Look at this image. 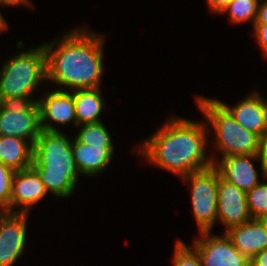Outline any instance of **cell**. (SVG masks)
Here are the masks:
<instances>
[{
	"label": "cell",
	"mask_w": 267,
	"mask_h": 266,
	"mask_svg": "<svg viewBox=\"0 0 267 266\" xmlns=\"http://www.w3.org/2000/svg\"><path fill=\"white\" fill-rule=\"evenodd\" d=\"M8 29V22L0 12V34Z\"/></svg>",
	"instance_id": "4dcf8cb0"
},
{
	"label": "cell",
	"mask_w": 267,
	"mask_h": 266,
	"mask_svg": "<svg viewBox=\"0 0 267 266\" xmlns=\"http://www.w3.org/2000/svg\"><path fill=\"white\" fill-rule=\"evenodd\" d=\"M196 102L203 120L211 124L208 132L214 131V147L222 157L259 154L260 137L242 127L217 99L200 96Z\"/></svg>",
	"instance_id": "277c9868"
},
{
	"label": "cell",
	"mask_w": 267,
	"mask_h": 266,
	"mask_svg": "<svg viewBox=\"0 0 267 266\" xmlns=\"http://www.w3.org/2000/svg\"><path fill=\"white\" fill-rule=\"evenodd\" d=\"M0 162L14 171L27 169L33 162V146L15 136H0Z\"/></svg>",
	"instance_id": "e0dca14e"
},
{
	"label": "cell",
	"mask_w": 267,
	"mask_h": 266,
	"mask_svg": "<svg viewBox=\"0 0 267 266\" xmlns=\"http://www.w3.org/2000/svg\"><path fill=\"white\" fill-rule=\"evenodd\" d=\"M31 97L32 96L1 98L0 107L4 110L10 111L31 109L38 102V99H32Z\"/></svg>",
	"instance_id": "cb8c5ba5"
},
{
	"label": "cell",
	"mask_w": 267,
	"mask_h": 266,
	"mask_svg": "<svg viewBox=\"0 0 267 266\" xmlns=\"http://www.w3.org/2000/svg\"><path fill=\"white\" fill-rule=\"evenodd\" d=\"M162 126L138 147L150 164L181 178L213 166L205 155L209 123L173 116Z\"/></svg>",
	"instance_id": "6da1fadb"
},
{
	"label": "cell",
	"mask_w": 267,
	"mask_h": 266,
	"mask_svg": "<svg viewBox=\"0 0 267 266\" xmlns=\"http://www.w3.org/2000/svg\"><path fill=\"white\" fill-rule=\"evenodd\" d=\"M47 79L45 48L22 50L10 57L0 71V99L32 96L36 88Z\"/></svg>",
	"instance_id": "5b68a950"
},
{
	"label": "cell",
	"mask_w": 267,
	"mask_h": 266,
	"mask_svg": "<svg viewBox=\"0 0 267 266\" xmlns=\"http://www.w3.org/2000/svg\"><path fill=\"white\" fill-rule=\"evenodd\" d=\"M42 132L38 102L31 109L17 111L0 107V136H15L33 146Z\"/></svg>",
	"instance_id": "4fadbf2b"
},
{
	"label": "cell",
	"mask_w": 267,
	"mask_h": 266,
	"mask_svg": "<svg viewBox=\"0 0 267 266\" xmlns=\"http://www.w3.org/2000/svg\"><path fill=\"white\" fill-rule=\"evenodd\" d=\"M263 222H264V224H265V226H266V228H267V217H265V218H263V219H261Z\"/></svg>",
	"instance_id": "1f68e13d"
},
{
	"label": "cell",
	"mask_w": 267,
	"mask_h": 266,
	"mask_svg": "<svg viewBox=\"0 0 267 266\" xmlns=\"http://www.w3.org/2000/svg\"><path fill=\"white\" fill-rule=\"evenodd\" d=\"M47 194L45 185L32 166L15 171L10 198V212L29 214L30 208L39 203Z\"/></svg>",
	"instance_id": "8fae6325"
},
{
	"label": "cell",
	"mask_w": 267,
	"mask_h": 266,
	"mask_svg": "<svg viewBox=\"0 0 267 266\" xmlns=\"http://www.w3.org/2000/svg\"><path fill=\"white\" fill-rule=\"evenodd\" d=\"M173 266H202L197 251L189 247L182 240H177L172 256Z\"/></svg>",
	"instance_id": "7402d4cb"
},
{
	"label": "cell",
	"mask_w": 267,
	"mask_h": 266,
	"mask_svg": "<svg viewBox=\"0 0 267 266\" xmlns=\"http://www.w3.org/2000/svg\"><path fill=\"white\" fill-rule=\"evenodd\" d=\"M248 211L252 219L267 217V182H260L246 193Z\"/></svg>",
	"instance_id": "44dd1931"
},
{
	"label": "cell",
	"mask_w": 267,
	"mask_h": 266,
	"mask_svg": "<svg viewBox=\"0 0 267 266\" xmlns=\"http://www.w3.org/2000/svg\"><path fill=\"white\" fill-rule=\"evenodd\" d=\"M19 6V5H24V6H32L30 0H0V6Z\"/></svg>",
	"instance_id": "f546056e"
},
{
	"label": "cell",
	"mask_w": 267,
	"mask_h": 266,
	"mask_svg": "<svg viewBox=\"0 0 267 266\" xmlns=\"http://www.w3.org/2000/svg\"><path fill=\"white\" fill-rule=\"evenodd\" d=\"M213 166L218 170L220 177L237 186L247 193L256 187L259 181V173L255 169L253 161L261 164L262 176L267 180V171L263 167L258 155H238L222 157L220 161L214 155L211 157Z\"/></svg>",
	"instance_id": "9c48e42d"
},
{
	"label": "cell",
	"mask_w": 267,
	"mask_h": 266,
	"mask_svg": "<svg viewBox=\"0 0 267 266\" xmlns=\"http://www.w3.org/2000/svg\"><path fill=\"white\" fill-rule=\"evenodd\" d=\"M28 213L0 212V266H13L27 243Z\"/></svg>",
	"instance_id": "ba28073f"
},
{
	"label": "cell",
	"mask_w": 267,
	"mask_h": 266,
	"mask_svg": "<svg viewBox=\"0 0 267 266\" xmlns=\"http://www.w3.org/2000/svg\"><path fill=\"white\" fill-rule=\"evenodd\" d=\"M99 88L71 91L74 97L77 126L101 122L99 118L104 102Z\"/></svg>",
	"instance_id": "ac0fdd59"
},
{
	"label": "cell",
	"mask_w": 267,
	"mask_h": 266,
	"mask_svg": "<svg viewBox=\"0 0 267 266\" xmlns=\"http://www.w3.org/2000/svg\"><path fill=\"white\" fill-rule=\"evenodd\" d=\"M40 124L42 131L62 132L53 123L67 125L70 122L77 126L73 93L66 90H54L38 99ZM51 122V123H50Z\"/></svg>",
	"instance_id": "30bf717a"
},
{
	"label": "cell",
	"mask_w": 267,
	"mask_h": 266,
	"mask_svg": "<svg viewBox=\"0 0 267 266\" xmlns=\"http://www.w3.org/2000/svg\"><path fill=\"white\" fill-rule=\"evenodd\" d=\"M251 219L248 211L246 193L220 177L218 185L217 220L225 226L227 231L229 228L243 225Z\"/></svg>",
	"instance_id": "7c38bea8"
},
{
	"label": "cell",
	"mask_w": 267,
	"mask_h": 266,
	"mask_svg": "<svg viewBox=\"0 0 267 266\" xmlns=\"http://www.w3.org/2000/svg\"><path fill=\"white\" fill-rule=\"evenodd\" d=\"M219 172L214 167L193 172L182 178L191 188V203L200 232H212L217 221Z\"/></svg>",
	"instance_id": "8992f818"
},
{
	"label": "cell",
	"mask_w": 267,
	"mask_h": 266,
	"mask_svg": "<svg viewBox=\"0 0 267 266\" xmlns=\"http://www.w3.org/2000/svg\"><path fill=\"white\" fill-rule=\"evenodd\" d=\"M258 156L263 167L267 171V130L260 137Z\"/></svg>",
	"instance_id": "484cf974"
},
{
	"label": "cell",
	"mask_w": 267,
	"mask_h": 266,
	"mask_svg": "<svg viewBox=\"0 0 267 266\" xmlns=\"http://www.w3.org/2000/svg\"><path fill=\"white\" fill-rule=\"evenodd\" d=\"M15 171L0 162V212H10V198Z\"/></svg>",
	"instance_id": "603a6c76"
},
{
	"label": "cell",
	"mask_w": 267,
	"mask_h": 266,
	"mask_svg": "<svg viewBox=\"0 0 267 266\" xmlns=\"http://www.w3.org/2000/svg\"><path fill=\"white\" fill-rule=\"evenodd\" d=\"M82 29L74 28L66 32L62 39L55 38L43 44L47 58V81L58 85V90L100 87L104 72L105 38L87 28Z\"/></svg>",
	"instance_id": "7a4b0ae2"
},
{
	"label": "cell",
	"mask_w": 267,
	"mask_h": 266,
	"mask_svg": "<svg viewBox=\"0 0 267 266\" xmlns=\"http://www.w3.org/2000/svg\"><path fill=\"white\" fill-rule=\"evenodd\" d=\"M76 127H81L75 137L79 142L89 146L114 147L112 144L113 140H111V135L102 121L97 123L83 124Z\"/></svg>",
	"instance_id": "d6986e66"
},
{
	"label": "cell",
	"mask_w": 267,
	"mask_h": 266,
	"mask_svg": "<svg viewBox=\"0 0 267 266\" xmlns=\"http://www.w3.org/2000/svg\"><path fill=\"white\" fill-rule=\"evenodd\" d=\"M254 36L260 45V48L265 55L267 56V24H254L253 25Z\"/></svg>",
	"instance_id": "d4e9b609"
},
{
	"label": "cell",
	"mask_w": 267,
	"mask_h": 266,
	"mask_svg": "<svg viewBox=\"0 0 267 266\" xmlns=\"http://www.w3.org/2000/svg\"><path fill=\"white\" fill-rule=\"evenodd\" d=\"M193 247L202 262V266H250V260L230 241L226 234L214 235L200 232Z\"/></svg>",
	"instance_id": "52a82bcc"
},
{
	"label": "cell",
	"mask_w": 267,
	"mask_h": 266,
	"mask_svg": "<svg viewBox=\"0 0 267 266\" xmlns=\"http://www.w3.org/2000/svg\"><path fill=\"white\" fill-rule=\"evenodd\" d=\"M260 0H232L221 14L227 13L232 23L251 21L254 25L258 15Z\"/></svg>",
	"instance_id": "ffe728a7"
},
{
	"label": "cell",
	"mask_w": 267,
	"mask_h": 266,
	"mask_svg": "<svg viewBox=\"0 0 267 266\" xmlns=\"http://www.w3.org/2000/svg\"><path fill=\"white\" fill-rule=\"evenodd\" d=\"M250 266H267V248L250 260Z\"/></svg>",
	"instance_id": "f1b7e54d"
},
{
	"label": "cell",
	"mask_w": 267,
	"mask_h": 266,
	"mask_svg": "<svg viewBox=\"0 0 267 266\" xmlns=\"http://www.w3.org/2000/svg\"><path fill=\"white\" fill-rule=\"evenodd\" d=\"M246 130L261 137L267 130V100L254 91L246 98L229 106L218 100Z\"/></svg>",
	"instance_id": "5bb4252c"
},
{
	"label": "cell",
	"mask_w": 267,
	"mask_h": 266,
	"mask_svg": "<svg viewBox=\"0 0 267 266\" xmlns=\"http://www.w3.org/2000/svg\"><path fill=\"white\" fill-rule=\"evenodd\" d=\"M255 24H267V0H260Z\"/></svg>",
	"instance_id": "83f0119b"
},
{
	"label": "cell",
	"mask_w": 267,
	"mask_h": 266,
	"mask_svg": "<svg viewBox=\"0 0 267 266\" xmlns=\"http://www.w3.org/2000/svg\"><path fill=\"white\" fill-rule=\"evenodd\" d=\"M39 174L47 192L67 198L79 181L71 139L64 132L42 131L33 145L31 165Z\"/></svg>",
	"instance_id": "3957f363"
},
{
	"label": "cell",
	"mask_w": 267,
	"mask_h": 266,
	"mask_svg": "<svg viewBox=\"0 0 267 266\" xmlns=\"http://www.w3.org/2000/svg\"><path fill=\"white\" fill-rule=\"evenodd\" d=\"M206 1L211 11H214V13L216 14H220L232 0H206Z\"/></svg>",
	"instance_id": "4316f807"
},
{
	"label": "cell",
	"mask_w": 267,
	"mask_h": 266,
	"mask_svg": "<svg viewBox=\"0 0 267 266\" xmlns=\"http://www.w3.org/2000/svg\"><path fill=\"white\" fill-rule=\"evenodd\" d=\"M71 147L75 165L79 173L85 176H98L108 168L114 155V147L89 146L76 138L71 140Z\"/></svg>",
	"instance_id": "2e32d148"
},
{
	"label": "cell",
	"mask_w": 267,
	"mask_h": 266,
	"mask_svg": "<svg viewBox=\"0 0 267 266\" xmlns=\"http://www.w3.org/2000/svg\"><path fill=\"white\" fill-rule=\"evenodd\" d=\"M232 244L249 260L267 248V228L261 219L225 231Z\"/></svg>",
	"instance_id": "9a60e30c"
}]
</instances>
